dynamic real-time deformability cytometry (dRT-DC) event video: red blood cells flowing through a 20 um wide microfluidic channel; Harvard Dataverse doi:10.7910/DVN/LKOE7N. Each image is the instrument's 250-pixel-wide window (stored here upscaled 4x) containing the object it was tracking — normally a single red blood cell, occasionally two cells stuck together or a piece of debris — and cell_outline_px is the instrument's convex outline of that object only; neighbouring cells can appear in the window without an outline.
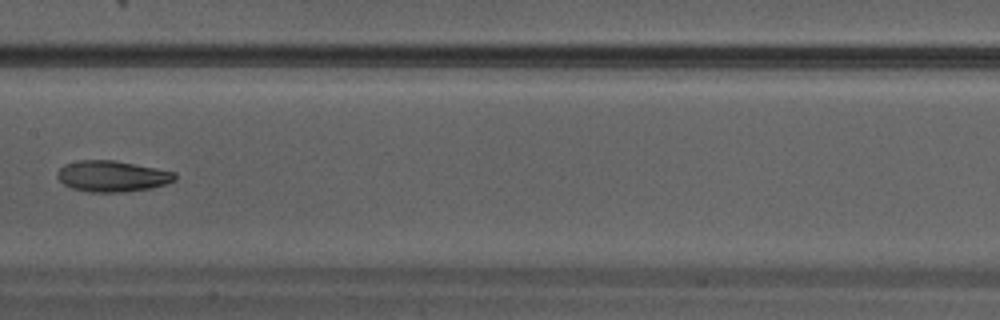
{"species": "Egyptian fruit bat (a non-hibernating species)", "species_latin": "Rousettus aegyptiacus", "temperature_condition": "warm", "stored_images_in_passage": 24, "camera_frame_rate_fps": 3000, "um_per_image_px": 0.085, "animal": {"sex": "male"}, "frame": {"image": 1, "passage_image": 8, "time_ms": 2.333, "image_size_px": [1000, 320], "cell_outline_px": [[176, 180], [164, 184], [148, 188], [124, 192], [88, 192], [72, 188], [64, 184], [56, 176], [56, 172], [64, 164], [80, 160], [112, 160], [156, 168], [176, 172]], "centroid_in_image_um": [9.51, 14.97], "position_along_channel_um": 197.9, "area_um2": 21.15}}